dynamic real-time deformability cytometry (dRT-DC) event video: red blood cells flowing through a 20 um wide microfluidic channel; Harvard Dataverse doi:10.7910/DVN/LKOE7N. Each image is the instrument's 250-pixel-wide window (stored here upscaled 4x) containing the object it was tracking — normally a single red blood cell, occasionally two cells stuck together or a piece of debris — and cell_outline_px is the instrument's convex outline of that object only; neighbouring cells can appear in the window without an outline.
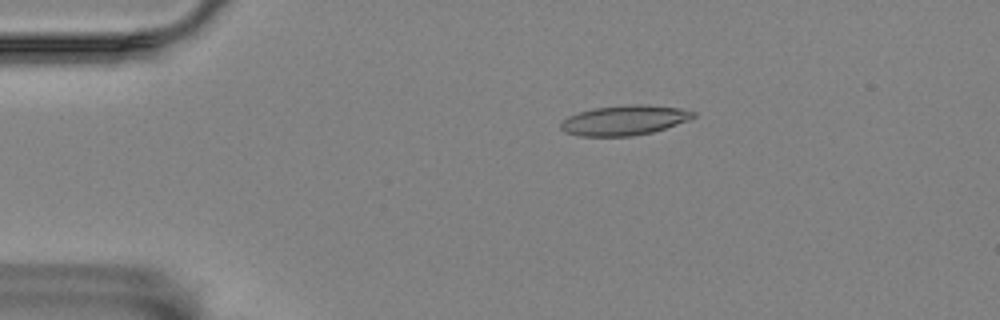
{"species": "Egyptian fruit bat (a non-hibernating species)", "species_latin": "Rousettus aegyptiacus", "temperature_condition": "room temperature", "stored_images_in_passage": 7, "camera_frame_rate_fps": 3000, "um_per_image_px": 0.085, "animal": {"sex": "female"}, "frame": {"image": 1, "passage_image": 4, "time_ms": 3.333, "image_size_px": [1000, 320], "cell_outline_px": [[696, 116], [688, 120], [652, 132], [632, 136], [580, 136], [564, 132], [560, 128], [560, 124], [568, 116], [592, 108], [628, 104], [648, 104], [680, 108], [696, 112]], "centroid_in_image_um": [53.07, 10.21], "position_along_channel_um": 31.9, "area_um2": 23.12}}
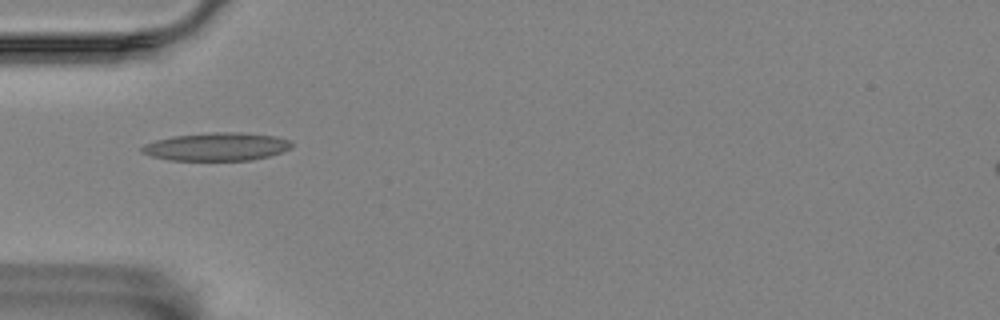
{"frame": {"image": 2, "passage_image": 6, "time_ms": 5.667, "image_size_px": [1000, 320], "cell_outline_px": [[292, 148], [268, 156], [252, 160], [168, 160], [152, 156], [140, 152], [140, 148], [144, 144], [156, 140], [172, 136], [208, 132], [240, 132], [276, 136], [288, 140], [292, 144]], "centroid_in_image_um": [18.39, 12.46], "position_along_channel_um": 66.6, "area_um2": 24.57}}
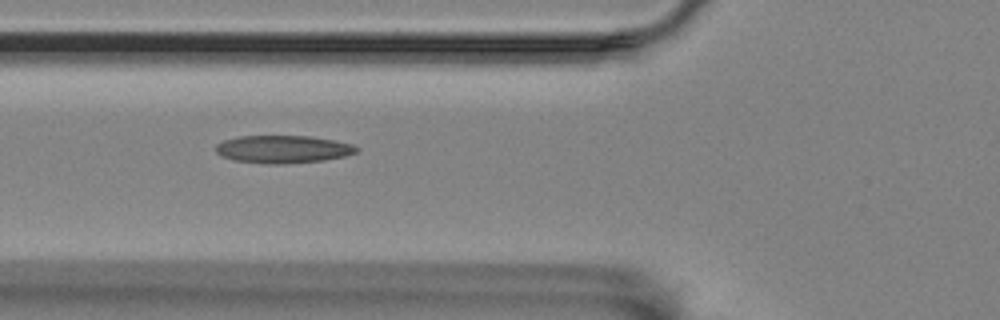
{"frame": {"image": 3, "passage_image": 7, "time_ms": 6.667, "image_size_px": [1000, 320], "cell_outline_px": [[360, 148], [356, 152], [344, 156], [324, 160], [284, 164], [268, 164], [232, 160], [216, 152], [216, 144], [224, 140], [236, 136], [312, 136], [352, 144]], "centroid_in_image_um": [24.04, 12.68], "position_along_channel_um": 101.8, "area_um2": 22.72}}